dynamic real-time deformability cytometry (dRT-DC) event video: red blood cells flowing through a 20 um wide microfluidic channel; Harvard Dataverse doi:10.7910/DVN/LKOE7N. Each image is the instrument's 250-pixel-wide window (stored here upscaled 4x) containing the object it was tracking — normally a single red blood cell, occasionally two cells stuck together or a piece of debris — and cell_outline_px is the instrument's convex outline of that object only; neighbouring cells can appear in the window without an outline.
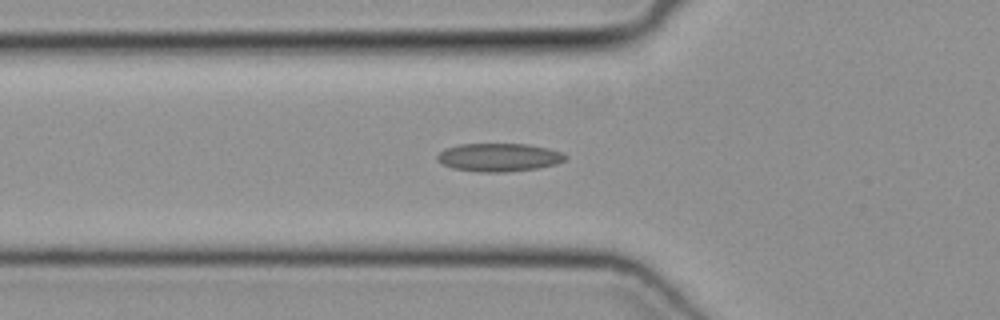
{"species": "common noctule bat (a hibernating species)", "species_latin": "Nyctalus noctula", "temperature_condition": "cold", "stored_images_in_passage": 22, "camera_frame_rate_fps": 3000, "um_per_image_px": 0.085, "animal": {"sex": "female", "body_mass_g": 19.3, "forearm_length_mm": 54.1}, "frame": {"image": 1, "passage_image": 2, "time_ms": 0.333, "image_size_px": [1000, 320], "cell_outline_px": [[568, 156], [564, 160], [556, 164], [536, 168], [504, 172], [480, 172], [452, 168], [440, 164], [436, 160], [436, 156], [440, 152], [448, 148], [460, 144], [524, 144], [548, 148], [564, 152]], "centroid_in_image_um": [42.4, 13.38], "position_along_channel_um": 83.4, "area_um2": 21.04}}
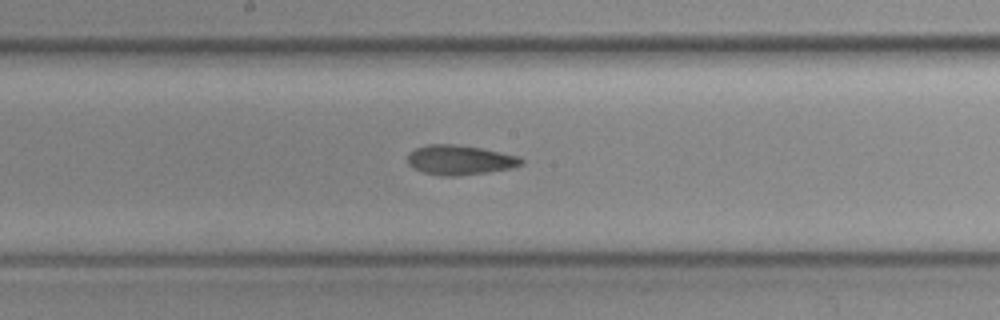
{"frame": {"image": 2, "passage_image": 11, "time_ms": 3.333, "image_size_px": [1000, 320], "cell_outline_px": [[524, 164], [512, 168], [488, 172], [456, 176], [444, 176], [424, 172], [408, 164], [408, 152], [416, 148], [428, 144], [452, 144], [480, 148], [520, 156], [524, 160]], "centroid_in_image_um": [39.12, 13.59], "position_along_channel_um": 209.1, "area_um2": 19.59}}
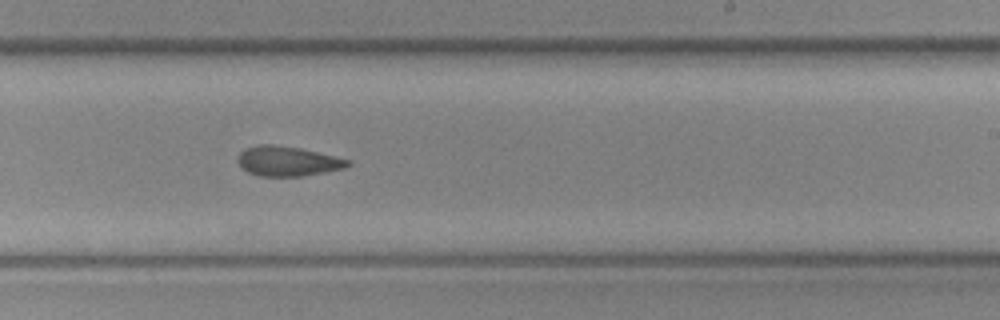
{"frame": {"image": 3, "passage_image": 15, "time_ms": 4.667, "image_size_px": [1000, 320], "cell_outline_px": [[352, 164], [344, 168], [324, 172], [300, 176], [260, 176], [248, 172], [240, 168], [236, 160], [240, 152], [248, 148], [260, 144], [272, 144], [300, 148], [352, 160]], "centroid_in_image_um": [24.44, 13.7], "position_along_channel_um": 264.6, "area_um2": 19.13}}